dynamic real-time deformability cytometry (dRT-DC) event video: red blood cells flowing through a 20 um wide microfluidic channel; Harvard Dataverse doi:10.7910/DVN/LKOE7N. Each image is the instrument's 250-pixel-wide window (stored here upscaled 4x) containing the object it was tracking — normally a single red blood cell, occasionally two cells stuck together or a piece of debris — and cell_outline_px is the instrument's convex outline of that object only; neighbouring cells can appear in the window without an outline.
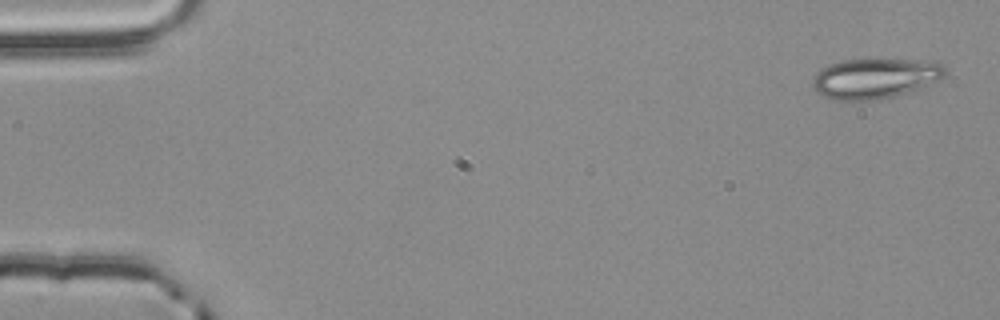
{"species": "common noctule bat (a hibernating species)", "species_latin": "Nyctalus noctula", "temperature_condition": "room temperature", "stored_images_in_passage": 4, "camera_frame_rate_fps": 3000, "um_per_image_px": 0.085, "animal": {"sex": "male", "body_mass_g": 20.4}, "frame": {"image": 1, "passage_image": 1, "time_ms": 0.0, "image_size_px": [1000, 320], "cell_outline_px": [[948, 68], [944, 76], [920, 88], [908, 92], [892, 96], [872, 100], [832, 100], [816, 92], [812, 84], [812, 80], [816, 72], [820, 68], [828, 64], [844, 60], [936, 60], [944, 64]], "centroid_in_image_um": [74.38, 6.65], "position_along_channel_um": 10.6, "area_um2": 31.1}}